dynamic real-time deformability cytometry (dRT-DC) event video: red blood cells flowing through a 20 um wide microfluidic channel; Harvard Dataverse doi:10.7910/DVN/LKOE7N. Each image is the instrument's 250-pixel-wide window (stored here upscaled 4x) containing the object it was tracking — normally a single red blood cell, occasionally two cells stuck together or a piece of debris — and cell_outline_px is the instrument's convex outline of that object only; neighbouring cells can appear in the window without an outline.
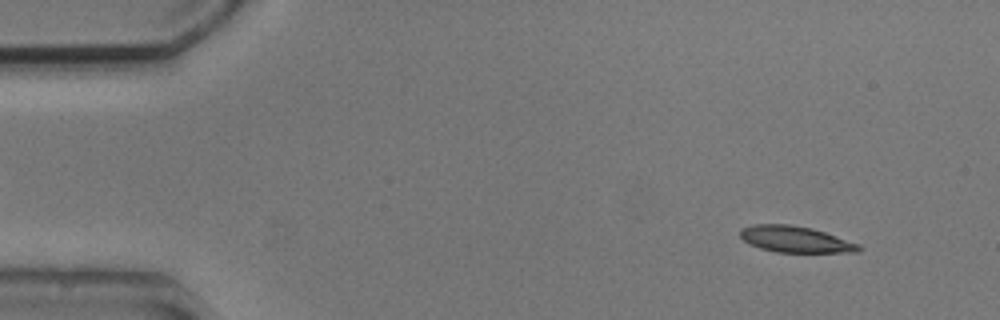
{"species": "common noctule bat (a hibernating species)", "species_latin": "Nyctalus noctula", "temperature_condition": "cold", "stored_images_in_passage": 48, "camera_frame_rate_fps": 3000, "um_per_image_px": 0.085, "animal": {"sex": "male", "body_mass_g": 20.5, "forearm_length_mm": 52.5}, "frame": {"image": 1, "passage_image": 4, "time_ms": 1.0, "image_size_px": [1000, 320], "cell_outline_px": [[860, 252], [776, 252], [760, 248], [744, 240], [740, 236], [740, 228], [752, 224], [788, 224], [812, 228], [860, 244]], "centroid_in_image_um": [67.59, 20.33], "position_along_channel_um": 17.4, "area_um2": 18.03}}
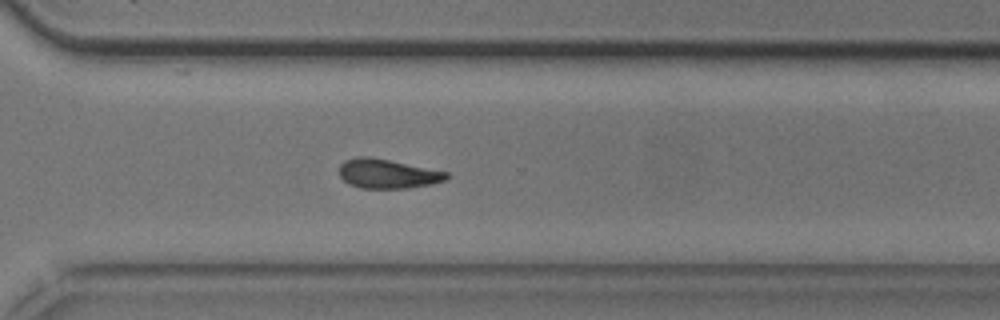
{"frame": {"image": 2, "passage_image": 37, "time_ms": 12.0, "image_size_px": [1000, 320], "cell_outline_px": [[448, 176], [444, 180], [432, 184], [408, 188], [360, 188], [348, 184], [340, 176], [340, 164], [344, 160], [356, 156], [364, 156], [388, 160], [448, 172]], "centroid_in_image_um": [32.9, 14.77], "position_along_channel_um": 337.7, "area_um2": 18.15}}
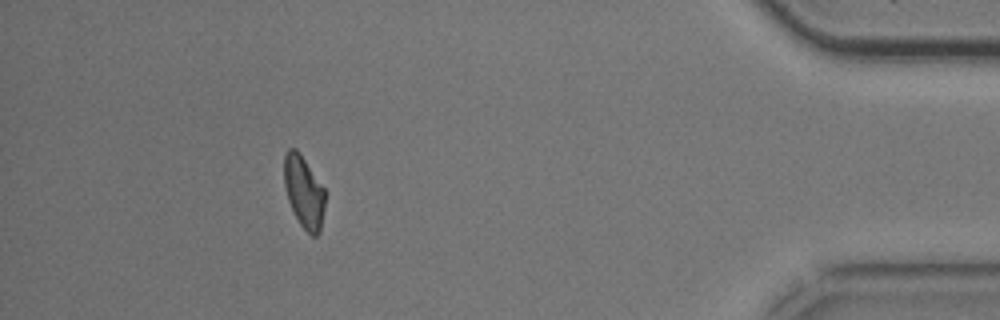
{"frame": {"image": 3, "passage_image": 47, "time_ms": 15.333, "image_size_px": [1000, 320], "cell_outline_px": [[324, 208], [320, 232], [316, 236], [312, 236], [300, 224], [288, 200], [284, 184], [284, 156], [288, 148], [296, 148], [300, 152], [324, 188]], "centroid_in_image_um": [25.82, 16.28], "position_along_channel_um": 409.4, "area_um2": 17.05}}